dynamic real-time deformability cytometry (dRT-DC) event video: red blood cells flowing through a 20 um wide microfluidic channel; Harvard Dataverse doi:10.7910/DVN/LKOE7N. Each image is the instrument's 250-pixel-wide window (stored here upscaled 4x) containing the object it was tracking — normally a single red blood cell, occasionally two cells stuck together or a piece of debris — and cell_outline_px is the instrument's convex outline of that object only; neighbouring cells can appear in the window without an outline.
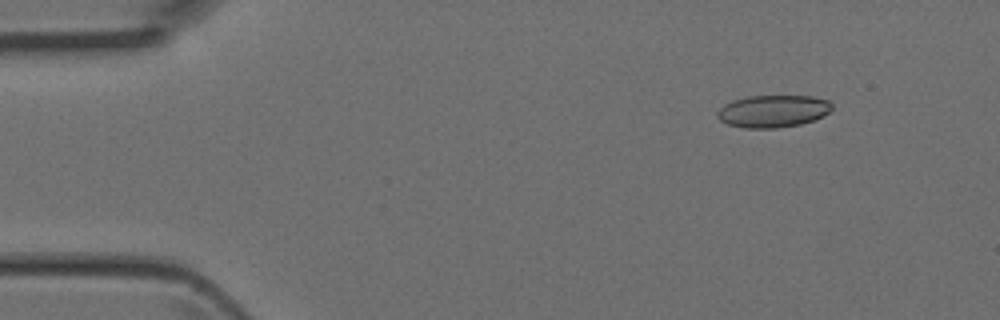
{"species": "Egyptian fruit bat (a non-hibernating species)", "species_latin": "Rousettus aegyptiacus", "temperature_condition": "room temperature", "stored_images_in_passage": 3, "camera_frame_rate_fps": 3000, "um_per_image_px": 0.085, "animal": {"sex": "female"}, "frame": {"image": 1, "passage_image": 1, "time_ms": 0.0, "image_size_px": [1000, 320], "cell_outline_px": [[832, 108], [824, 116], [800, 124], [776, 128], [744, 128], [728, 124], [720, 120], [716, 116], [716, 112], [724, 104], [732, 100], [748, 96], [812, 96], [828, 100], [832, 104]], "centroid_in_image_um": [65.68, 9.44], "position_along_channel_um": 19.3, "area_um2": 21.62}}